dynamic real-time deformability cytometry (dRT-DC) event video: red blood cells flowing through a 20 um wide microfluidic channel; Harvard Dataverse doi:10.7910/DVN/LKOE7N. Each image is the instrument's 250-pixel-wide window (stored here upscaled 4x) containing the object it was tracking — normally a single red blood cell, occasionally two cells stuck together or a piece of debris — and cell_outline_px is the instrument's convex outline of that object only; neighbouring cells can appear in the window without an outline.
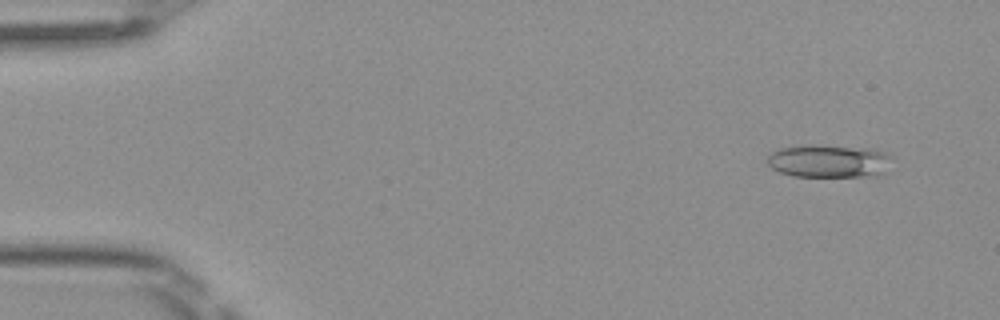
{"species": "Egyptian fruit bat (a non-hibernating species)", "species_latin": "Rousettus aegyptiacus", "temperature_condition": "room temperature", "stored_images_in_passage": 5, "segment_of_instrument_passage": [2, 2], "camera_frame_rate_fps": 3000, "um_per_image_px": 0.085, "frame": {"image": 1, "passage_image": 5, "time_ms": 1.333, "image_size_px": [1000, 320], "cell_outline_px": [[892, 156], [888, 172], [880, 176], [792, 176], [780, 172], [772, 168], [764, 160], [772, 152], [780, 148], [804, 144], [808, 144], [872, 148], [888, 152]], "centroid_in_image_um": [70.51, 13.68], "position_along_channel_um": 14.5, "area_um2": 24.62}}